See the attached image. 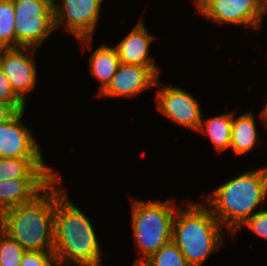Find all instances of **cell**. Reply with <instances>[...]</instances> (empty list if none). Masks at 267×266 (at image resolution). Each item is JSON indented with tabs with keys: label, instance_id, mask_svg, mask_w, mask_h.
I'll list each match as a JSON object with an SVG mask.
<instances>
[{
	"label": "cell",
	"instance_id": "cell-1",
	"mask_svg": "<svg viewBox=\"0 0 267 266\" xmlns=\"http://www.w3.org/2000/svg\"><path fill=\"white\" fill-rule=\"evenodd\" d=\"M53 228V254L57 266L100 265V244L89 218L69 201L66 192L57 186Z\"/></svg>",
	"mask_w": 267,
	"mask_h": 266
},
{
	"label": "cell",
	"instance_id": "cell-2",
	"mask_svg": "<svg viewBox=\"0 0 267 266\" xmlns=\"http://www.w3.org/2000/svg\"><path fill=\"white\" fill-rule=\"evenodd\" d=\"M55 205L56 178L32 201L1 213L0 230L25 251H53Z\"/></svg>",
	"mask_w": 267,
	"mask_h": 266
},
{
	"label": "cell",
	"instance_id": "cell-3",
	"mask_svg": "<svg viewBox=\"0 0 267 266\" xmlns=\"http://www.w3.org/2000/svg\"><path fill=\"white\" fill-rule=\"evenodd\" d=\"M267 197V166L247 171L205 195V204L233 235ZM208 204V205H207Z\"/></svg>",
	"mask_w": 267,
	"mask_h": 266
},
{
	"label": "cell",
	"instance_id": "cell-4",
	"mask_svg": "<svg viewBox=\"0 0 267 266\" xmlns=\"http://www.w3.org/2000/svg\"><path fill=\"white\" fill-rule=\"evenodd\" d=\"M188 205L183 208L180 204L175 213L172 241L190 266H201L214 250L222 246L225 229L204 204L188 202Z\"/></svg>",
	"mask_w": 267,
	"mask_h": 266
},
{
	"label": "cell",
	"instance_id": "cell-5",
	"mask_svg": "<svg viewBox=\"0 0 267 266\" xmlns=\"http://www.w3.org/2000/svg\"><path fill=\"white\" fill-rule=\"evenodd\" d=\"M173 201L142 202L133 199L132 229L136 247L142 252V257L136 262H144L157 250L172 241V226L174 213Z\"/></svg>",
	"mask_w": 267,
	"mask_h": 266
},
{
	"label": "cell",
	"instance_id": "cell-6",
	"mask_svg": "<svg viewBox=\"0 0 267 266\" xmlns=\"http://www.w3.org/2000/svg\"><path fill=\"white\" fill-rule=\"evenodd\" d=\"M15 10V48H39L56 30L54 3L49 0H12Z\"/></svg>",
	"mask_w": 267,
	"mask_h": 266
},
{
	"label": "cell",
	"instance_id": "cell-7",
	"mask_svg": "<svg viewBox=\"0 0 267 266\" xmlns=\"http://www.w3.org/2000/svg\"><path fill=\"white\" fill-rule=\"evenodd\" d=\"M197 11L218 23L260 28L267 13L264 0H194Z\"/></svg>",
	"mask_w": 267,
	"mask_h": 266
},
{
	"label": "cell",
	"instance_id": "cell-8",
	"mask_svg": "<svg viewBox=\"0 0 267 266\" xmlns=\"http://www.w3.org/2000/svg\"><path fill=\"white\" fill-rule=\"evenodd\" d=\"M58 0L53 5L56 29L65 25L75 35L81 47L92 42L103 0Z\"/></svg>",
	"mask_w": 267,
	"mask_h": 266
},
{
	"label": "cell",
	"instance_id": "cell-9",
	"mask_svg": "<svg viewBox=\"0 0 267 266\" xmlns=\"http://www.w3.org/2000/svg\"><path fill=\"white\" fill-rule=\"evenodd\" d=\"M36 51L35 48L27 47L0 49V68L9 80L15 94L24 103H26L25 94L33 90L36 85V64L30 58Z\"/></svg>",
	"mask_w": 267,
	"mask_h": 266
},
{
	"label": "cell",
	"instance_id": "cell-10",
	"mask_svg": "<svg viewBox=\"0 0 267 266\" xmlns=\"http://www.w3.org/2000/svg\"><path fill=\"white\" fill-rule=\"evenodd\" d=\"M159 89L156 97L159 111L175 123L197 131L202 118L197 100L181 88L160 84Z\"/></svg>",
	"mask_w": 267,
	"mask_h": 266
},
{
	"label": "cell",
	"instance_id": "cell-11",
	"mask_svg": "<svg viewBox=\"0 0 267 266\" xmlns=\"http://www.w3.org/2000/svg\"><path fill=\"white\" fill-rule=\"evenodd\" d=\"M157 66L120 63L108 86L98 95L103 97L136 96L143 90L158 85Z\"/></svg>",
	"mask_w": 267,
	"mask_h": 266
},
{
	"label": "cell",
	"instance_id": "cell-12",
	"mask_svg": "<svg viewBox=\"0 0 267 266\" xmlns=\"http://www.w3.org/2000/svg\"><path fill=\"white\" fill-rule=\"evenodd\" d=\"M25 110L17 111L9 120L0 123V157H43L31 130L21 123Z\"/></svg>",
	"mask_w": 267,
	"mask_h": 266
},
{
	"label": "cell",
	"instance_id": "cell-13",
	"mask_svg": "<svg viewBox=\"0 0 267 266\" xmlns=\"http://www.w3.org/2000/svg\"><path fill=\"white\" fill-rule=\"evenodd\" d=\"M55 178H16L0 181V214L32 201Z\"/></svg>",
	"mask_w": 267,
	"mask_h": 266
},
{
	"label": "cell",
	"instance_id": "cell-14",
	"mask_svg": "<svg viewBox=\"0 0 267 266\" xmlns=\"http://www.w3.org/2000/svg\"><path fill=\"white\" fill-rule=\"evenodd\" d=\"M154 39L155 37L148 33L143 21L140 20L133 30L115 47L120 63L157 66L149 57L150 43Z\"/></svg>",
	"mask_w": 267,
	"mask_h": 266
},
{
	"label": "cell",
	"instance_id": "cell-15",
	"mask_svg": "<svg viewBox=\"0 0 267 266\" xmlns=\"http://www.w3.org/2000/svg\"><path fill=\"white\" fill-rule=\"evenodd\" d=\"M57 173L46 166L43 157L1 158L0 181L16 178H56Z\"/></svg>",
	"mask_w": 267,
	"mask_h": 266
},
{
	"label": "cell",
	"instance_id": "cell-16",
	"mask_svg": "<svg viewBox=\"0 0 267 266\" xmlns=\"http://www.w3.org/2000/svg\"><path fill=\"white\" fill-rule=\"evenodd\" d=\"M119 65L120 59L115 48L102 44L93 53L89 60V68L91 74L101 82L97 95L108 86Z\"/></svg>",
	"mask_w": 267,
	"mask_h": 266
},
{
	"label": "cell",
	"instance_id": "cell-17",
	"mask_svg": "<svg viewBox=\"0 0 267 266\" xmlns=\"http://www.w3.org/2000/svg\"><path fill=\"white\" fill-rule=\"evenodd\" d=\"M254 118L249 111L238 118H234L232 113L230 148L239 156L251 151L257 143L258 135Z\"/></svg>",
	"mask_w": 267,
	"mask_h": 266
},
{
	"label": "cell",
	"instance_id": "cell-18",
	"mask_svg": "<svg viewBox=\"0 0 267 266\" xmlns=\"http://www.w3.org/2000/svg\"><path fill=\"white\" fill-rule=\"evenodd\" d=\"M197 131L209 136L217 152L219 151L220 153L221 151L230 148L232 113H224L212 118H208L205 121H203V118H201V122Z\"/></svg>",
	"mask_w": 267,
	"mask_h": 266
},
{
	"label": "cell",
	"instance_id": "cell-19",
	"mask_svg": "<svg viewBox=\"0 0 267 266\" xmlns=\"http://www.w3.org/2000/svg\"><path fill=\"white\" fill-rule=\"evenodd\" d=\"M15 10L12 0L0 2V49L15 48Z\"/></svg>",
	"mask_w": 267,
	"mask_h": 266
},
{
	"label": "cell",
	"instance_id": "cell-20",
	"mask_svg": "<svg viewBox=\"0 0 267 266\" xmlns=\"http://www.w3.org/2000/svg\"><path fill=\"white\" fill-rule=\"evenodd\" d=\"M143 263L146 266H190L173 241L161 247Z\"/></svg>",
	"mask_w": 267,
	"mask_h": 266
},
{
	"label": "cell",
	"instance_id": "cell-21",
	"mask_svg": "<svg viewBox=\"0 0 267 266\" xmlns=\"http://www.w3.org/2000/svg\"><path fill=\"white\" fill-rule=\"evenodd\" d=\"M25 250L0 230V266H20Z\"/></svg>",
	"mask_w": 267,
	"mask_h": 266
},
{
	"label": "cell",
	"instance_id": "cell-22",
	"mask_svg": "<svg viewBox=\"0 0 267 266\" xmlns=\"http://www.w3.org/2000/svg\"><path fill=\"white\" fill-rule=\"evenodd\" d=\"M0 101L9 103L16 111L25 110V103L15 94L11 84L0 68Z\"/></svg>",
	"mask_w": 267,
	"mask_h": 266
},
{
	"label": "cell",
	"instance_id": "cell-23",
	"mask_svg": "<svg viewBox=\"0 0 267 266\" xmlns=\"http://www.w3.org/2000/svg\"><path fill=\"white\" fill-rule=\"evenodd\" d=\"M20 266H57L53 251H25Z\"/></svg>",
	"mask_w": 267,
	"mask_h": 266
},
{
	"label": "cell",
	"instance_id": "cell-24",
	"mask_svg": "<svg viewBox=\"0 0 267 266\" xmlns=\"http://www.w3.org/2000/svg\"><path fill=\"white\" fill-rule=\"evenodd\" d=\"M258 236L267 240V210H258L243 224Z\"/></svg>",
	"mask_w": 267,
	"mask_h": 266
},
{
	"label": "cell",
	"instance_id": "cell-25",
	"mask_svg": "<svg viewBox=\"0 0 267 266\" xmlns=\"http://www.w3.org/2000/svg\"><path fill=\"white\" fill-rule=\"evenodd\" d=\"M16 112L9 103L0 101V123L9 120Z\"/></svg>",
	"mask_w": 267,
	"mask_h": 266
},
{
	"label": "cell",
	"instance_id": "cell-26",
	"mask_svg": "<svg viewBox=\"0 0 267 266\" xmlns=\"http://www.w3.org/2000/svg\"><path fill=\"white\" fill-rule=\"evenodd\" d=\"M260 115H261L262 119H264L265 126L267 127V103H266L265 107L263 108V111Z\"/></svg>",
	"mask_w": 267,
	"mask_h": 266
},
{
	"label": "cell",
	"instance_id": "cell-27",
	"mask_svg": "<svg viewBox=\"0 0 267 266\" xmlns=\"http://www.w3.org/2000/svg\"><path fill=\"white\" fill-rule=\"evenodd\" d=\"M132 266H146L143 262H134Z\"/></svg>",
	"mask_w": 267,
	"mask_h": 266
}]
</instances>
